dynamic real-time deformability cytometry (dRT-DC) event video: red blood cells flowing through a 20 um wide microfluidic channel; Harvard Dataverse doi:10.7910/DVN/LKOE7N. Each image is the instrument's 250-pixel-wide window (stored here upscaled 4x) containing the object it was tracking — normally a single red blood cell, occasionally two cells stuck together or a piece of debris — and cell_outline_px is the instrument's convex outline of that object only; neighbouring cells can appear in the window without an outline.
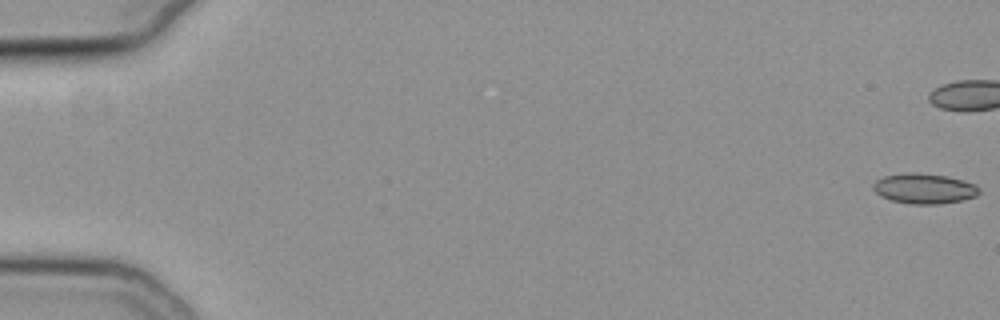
{"species": "common noctule bat (a hibernating species)", "species_latin": "Nyctalus noctula", "temperature_condition": "cold", "stored_images_in_passage": 6, "camera_frame_rate_fps": 3000, "um_per_image_px": 0.085, "animal": {"sex": "female", "body_mass_g": 19.3, "forearm_length_mm": 54.1}, "frame": {"image": 1, "passage_image": 1, "time_ms": 0.0, "image_size_px": [1000, 320], "cell_outline_px": [[980, 192], [976, 196], [960, 200], [940, 204], [912, 204], [892, 200], [880, 196], [872, 188], [872, 184], [876, 180], [884, 176], [904, 172], [916, 172], [948, 176], [964, 180], [976, 184], [980, 188]], "centroid_in_image_um": [78.56, 16.01], "position_along_channel_um": 6.4, "area_um2": 18.84}}